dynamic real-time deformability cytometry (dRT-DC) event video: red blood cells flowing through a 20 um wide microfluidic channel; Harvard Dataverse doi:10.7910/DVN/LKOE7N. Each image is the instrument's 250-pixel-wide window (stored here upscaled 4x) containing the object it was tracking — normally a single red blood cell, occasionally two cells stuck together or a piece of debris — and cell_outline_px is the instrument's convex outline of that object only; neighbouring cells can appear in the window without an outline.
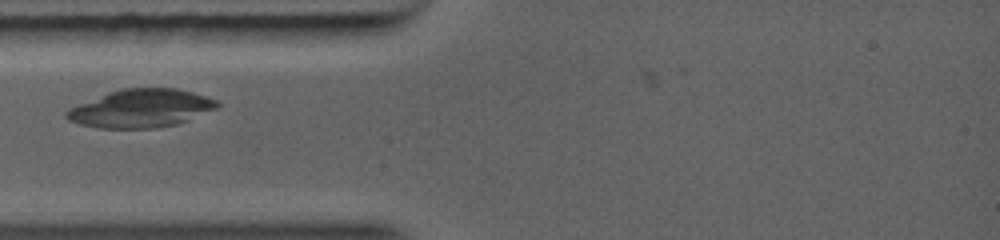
{"species": "common noctule bat (a hibernating species)", "species_latin": "Nyctalus noctula", "temperature_condition": "warm", "stored_images_in_passage": 5, "camera_frame_rate_fps": 5000, "um_per_image_px": 0.085, "animal": {"sex": "female", "body_mass_g": 19.0, "forearm_length_mm": 56.7}, "frame": {"image": 1, "passage_image": 4, "time_ms": 2.6, "image_size_px": [1000, 240], "cell_outline_px": [[220, 104], [216, 108], [188, 120], [176, 124], [156, 128], [96, 128], [80, 124], [68, 120], [64, 116], [64, 112], [68, 108], [108, 92], [124, 88], [176, 88], [192, 92], [216, 100]], "centroid_in_image_um": [11.93, 9.22], "position_along_channel_um": 73.1, "area_um2": 33.41}}